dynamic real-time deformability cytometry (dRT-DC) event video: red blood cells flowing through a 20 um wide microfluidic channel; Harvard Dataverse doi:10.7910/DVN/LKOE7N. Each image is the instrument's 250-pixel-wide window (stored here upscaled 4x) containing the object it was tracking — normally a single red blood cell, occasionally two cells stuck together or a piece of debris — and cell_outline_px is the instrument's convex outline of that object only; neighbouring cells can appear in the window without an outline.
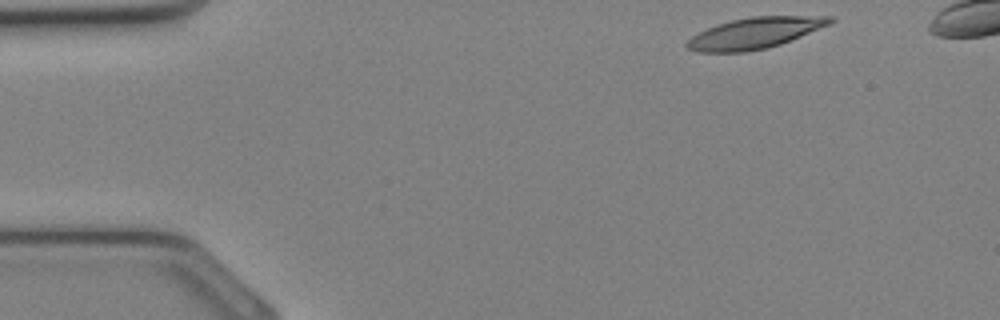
{"species": "Egyptian fruit bat (a non-hibernating species)", "species_latin": "Rousettus aegyptiacus", "temperature_condition": "cold", "stored_images_in_passage": 29, "camera_frame_rate_fps": 3000, "um_per_image_px": 0.085, "animal": {"sex": "female"}, "frame": {"image": 1, "passage_image": 1, "time_ms": 0.0, "image_size_px": [1000, 320], "cell_outline_px": [[836, 20], [828, 24], [800, 36], [780, 44], [764, 48], [744, 52], [700, 52], [688, 48], [684, 44], [692, 36], [716, 24], [732, 20], [752, 16], [832, 16]], "centroid_in_image_um": [64.13, 2.8], "position_along_channel_um": 20.9, "area_um2": 25.43}}
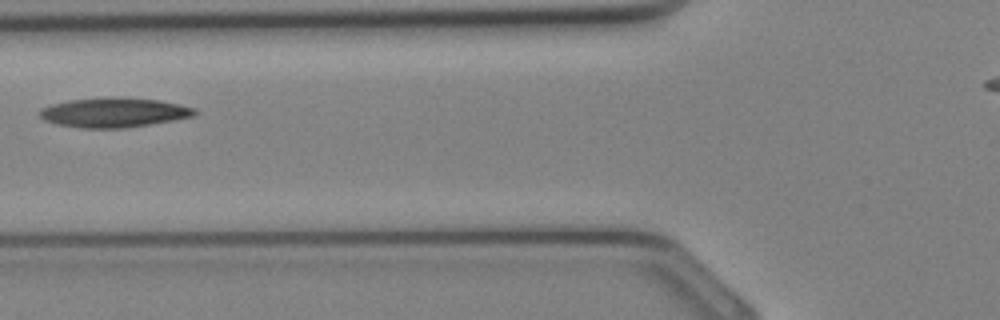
{"frame": {"image": 2, "passage_image": 10, "time_ms": 3.0, "image_size_px": [1000, 320], "cell_outline_px": [[196, 112], [192, 116], [172, 120], [124, 128], [80, 128], [56, 124], [44, 120], [40, 116], [40, 108], [52, 104], [68, 100], [108, 96], [116, 96], [160, 100], [180, 104], [196, 108]], "centroid_in_image_um": [9.65, 9.54], "position_along_channel_um": 116.2, "area_um2": 26.88}}
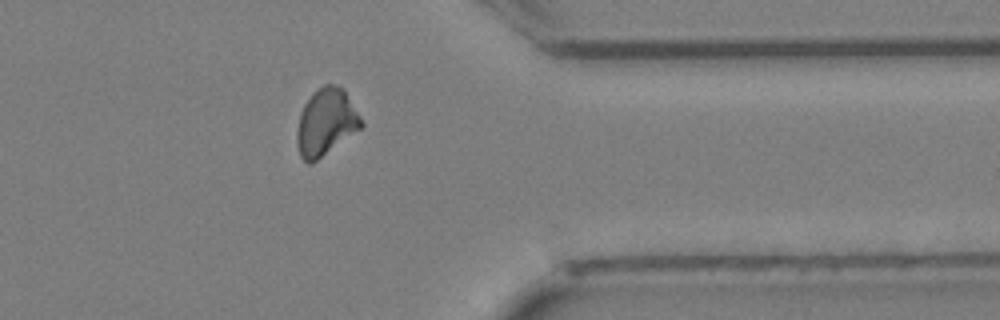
{"frame": {"image": 3, "passage_image": 24, "time_ms": 7.667, "image_size_px": [1000, 320], "cell_outline_px": [[364, 124], [360, 128], [312, 164], [308, 164], [300, 156], [296, 144], [296, 132], [300, 112], [304, 104], [324, 84], [336, 84], [344, 88], [360, 116]], "centroid_in_image_um": [27.69, 10.4], "position_along_channel_um": 383.7, "area_um2": 24.85}}